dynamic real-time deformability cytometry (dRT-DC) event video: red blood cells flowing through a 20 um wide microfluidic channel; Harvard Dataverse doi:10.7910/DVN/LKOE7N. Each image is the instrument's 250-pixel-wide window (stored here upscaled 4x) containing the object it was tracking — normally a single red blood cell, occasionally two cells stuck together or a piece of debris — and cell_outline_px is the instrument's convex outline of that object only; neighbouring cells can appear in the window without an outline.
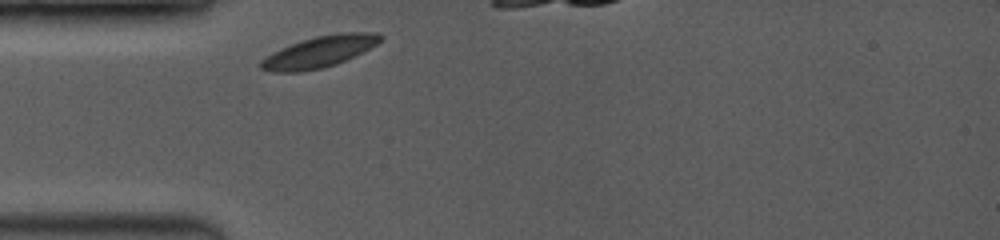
{"species": "common noctule bat (a hibernating species)", "species_latin": "Nyctalus noctula", "temperature_condition": "room temperature", "stored_images_in_passage": 11, "camera_frame_rate_fps": 3500, "um_per_image_px": 0.085, "animal": {"sex": "female", "body_mass_g": 19.0, "forearm_length_mm": 53.3}, "frame": {"image": 1, "passage_image": 1, "time_ms": 0.0, "image_size_px": [1000, 240], "cell_outline_px": [[384, 36], [376, 44], [336, 64], [320, 68], [300, 72], [276, 72], [260, 68], [260, 60], [272, 52], [280, 48], [316, 36], [340, 32], [376, 32]], "centroid_in_image_um": [27.12, 4.39], "position_along_channel_um": 57.9, "area_um2": 21.39}}
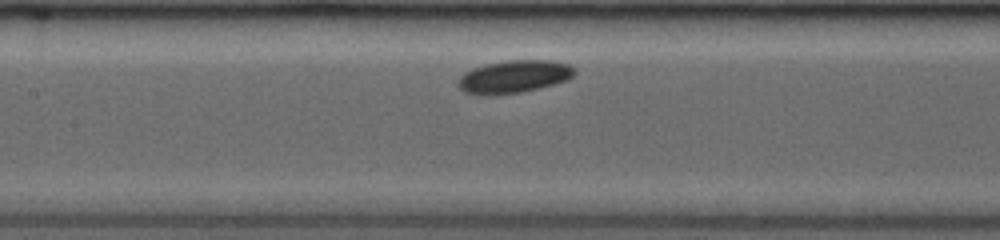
{"frame": {"image": 2, "passage_image": 8, "time_ms": 2.857, "image_size_px": [1000, 240], "cell_outline_px": [[576, 72], [568, 80], [520, 92], [492, 96], [484, 96], [464, 92], [456, 84], [456, 80], [464, 72], [472, 68], [488, 64], [508, 60], [548, 60], [568, 64], [576, 68]], "centroid_in_image_um": [43.64, 6.52], "position_along_channel_um": 163.8, "area_um2": 22.31}}
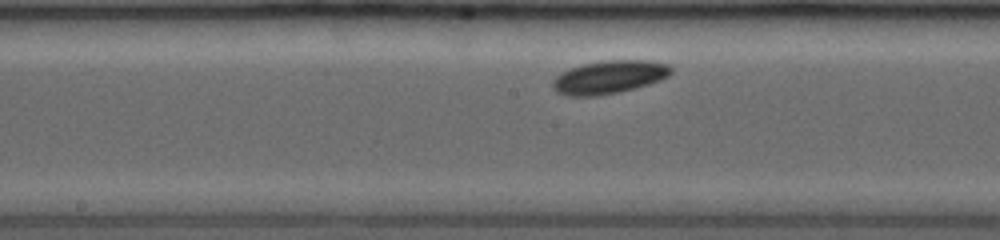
{"frame": {"image": 3, "passage_image": 10, "time_ms": 3.714, "image_size_px": [1000, 240], "cell_outline_px": [[672, 72], [668, 76], [660, 80], [648, 84], [620, 92], [596, 96], [568, 96], [556, 92], [552, 88], [552, 80], [560, 72], [584, 64], [604, 60], [652, 60], [668, 64], [672, 68]], "centroid_in_image_um": [51.77, 6.55], "position_along_channel_um": 196.4, "area_um2": 23.0}}